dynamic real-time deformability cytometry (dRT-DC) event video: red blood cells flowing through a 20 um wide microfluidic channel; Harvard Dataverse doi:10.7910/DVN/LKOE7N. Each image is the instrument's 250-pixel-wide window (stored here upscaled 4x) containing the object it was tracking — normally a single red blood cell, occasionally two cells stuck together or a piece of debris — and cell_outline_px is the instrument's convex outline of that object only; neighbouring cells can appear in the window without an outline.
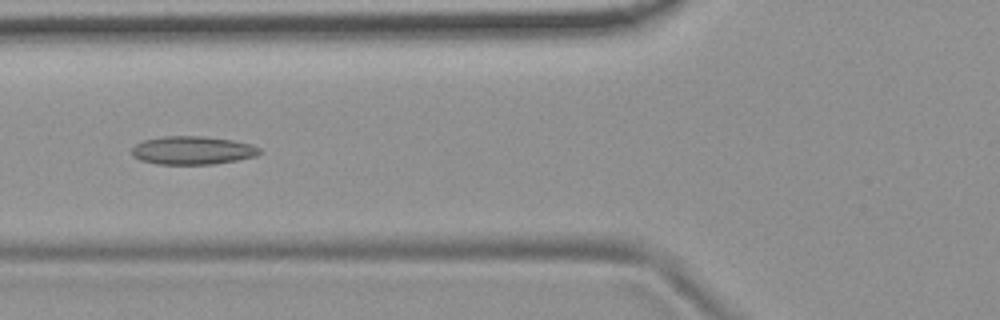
{"species": "common noctule bat (a hibernating species)", "species_latin": "Nyctalus noctula", "temperature_condition": "room temperature", "stored_images_in_passage": 32, "camera_frame_rate_fps": 3000, "um_per_image_px": 0.085, "animal": {"sex": "female", "body_mass_g": 19.9}, "frame": {"image": 1, "passage_image": 5, "time_ms": 1.333, "image_size_px": [1000, 320], "cell_outline_px": [[264, 152], [256, 156], [236, 160], [212, 164], [156, 164], [140, 160], [132, 156], [132, 148], [136, 144], [144, 140], [164, 136], [200, 136], [232, 140], [252, 144], [260, 148]], "centroid_in_image_um": [16.38, 12.78], "position_along_channel_um": 109.4, "area_um2": 21.1}}
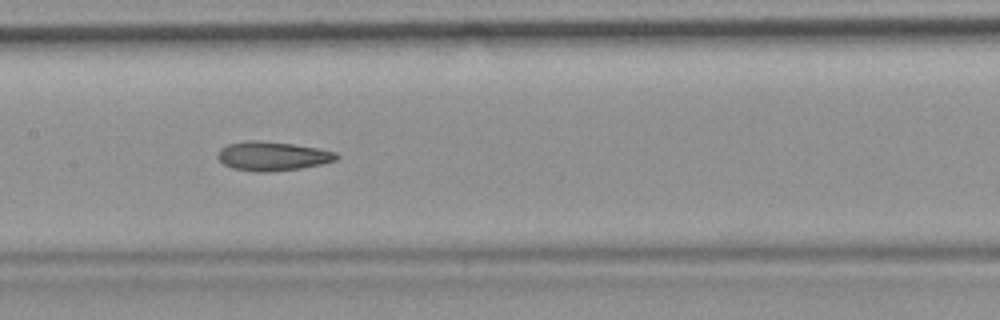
{"frame": {"image": 2, "passage_image": 11, "time_ms": 3.333, "image_size_px": [1000, 320], "cell_outline_px": [[340, 156], [336, 160], [320, 164], [300, 168], [268, 172], [256, 172], [232, 168], [224, 164], [216, 156], [220, 148], [228, 144], [244, 140], [260, 140], [292, 144], [316, 148], [336, 152]], "centroid_in_image_um": [23.12, 13.26], "position_along_channel_um": 184.3, "area_um2": 20.11}}
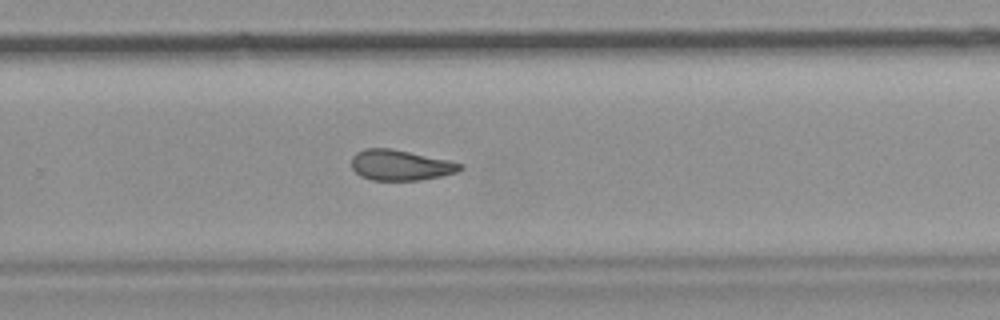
{"frame": {"image": 3, "passage_image": 20, "time_ms": 6.333, "image_size_px": [1000, 320], "cell_outline_px": [[464, 168], [456, 172], [440, 176], [420, 180], [372, 180], [360, 176], [352, 168], [352, 156], [356, 152], [364, 148], [392, 148], [448, 160], [464, 164]], "centroid_in_image_um": [34.03, 14.03], "position_along_channel_um": 295.8, "area_um2": 19.36}, "authors_computed_cell_mechanics": {"area_um2": 19.9988, "velocity_mm_per_s": 3.7351, "shape_relaxation_time_tau1_ms": null, "shape_relaxation_time_tau2_ms": 3.6627, "deformation_change_tau1": null, "deformation_change_tau2": 0.1019}}